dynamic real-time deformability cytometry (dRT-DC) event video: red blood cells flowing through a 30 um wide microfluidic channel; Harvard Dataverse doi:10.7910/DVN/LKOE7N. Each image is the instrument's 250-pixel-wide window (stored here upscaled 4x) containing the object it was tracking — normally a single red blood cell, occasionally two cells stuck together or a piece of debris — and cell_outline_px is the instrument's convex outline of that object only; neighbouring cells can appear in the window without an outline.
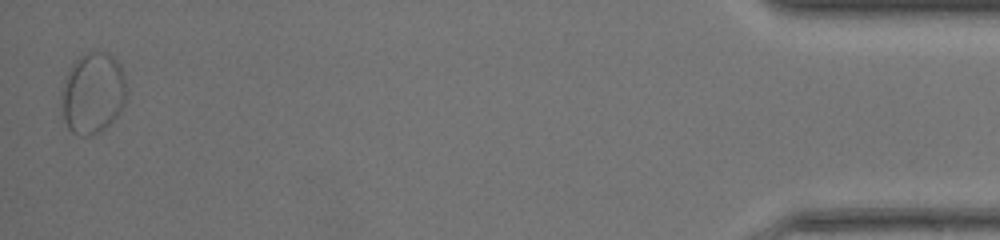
{"species": "common noctule bat (a hibernating species)", "species_latin": "Nyctalus noctula", "temperature_condition": "warm", "stored_images_in_passage": 50, "segment_of_instrument_passage": [2, 2], "camera_frame_rate_fps": 3000, "um_per_image_px": 0.085, "animal": {"sex": "female", "body_mass_g": 17.0, "forearm_length_mm": 48.0}, "frame": {"image": 1, "passage_image": 50, "time_ms": 16.333, "image_size_px": [1000, 240], "cell_outline_px": [[128, 92], [124, 104], [120, 112], [100, 132], [92, 136], [80, 136], [72, 132], [68, 128], [64, 120], [64, 88], [68, 68], [80, 56], [96, 48], [108, 52], [120, 64], [124, 72], [128, 88]], "centroid_in_image_um": [7.96, 7.88], "position_along_channel_um": 427.2, "area_um2": 30.92}}